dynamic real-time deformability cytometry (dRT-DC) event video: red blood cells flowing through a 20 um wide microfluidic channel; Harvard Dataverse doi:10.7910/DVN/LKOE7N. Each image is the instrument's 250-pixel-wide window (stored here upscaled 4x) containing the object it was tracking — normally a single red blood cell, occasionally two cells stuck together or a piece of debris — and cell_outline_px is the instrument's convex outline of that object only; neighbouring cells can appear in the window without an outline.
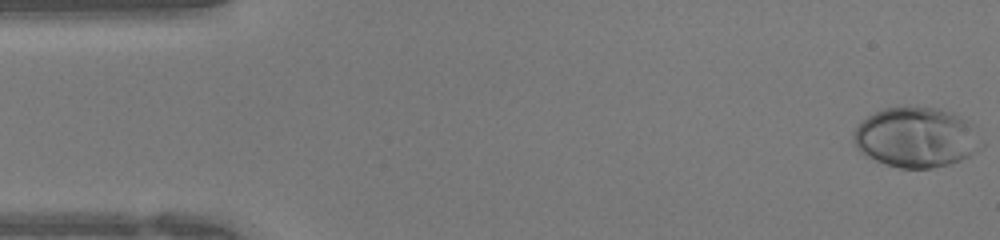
{"species": "human", "species_latin": "Homo sapiens", "temperature_condition": "warm", "stored_images_in_passage": 44, "camera_frame_rate_fps": 3000, "um_per_image_px": 0.085, "donor": {"sex": "female"}, "frame": {"image": 1, "passage_image": 1, "time_ms": 0.0, "image_size_px": [1000, 240], "cell_outline_px": [[984, 148], [960, 160], [948, 164], [932, 168], [900, 168], [864, 156], [856, 148], [852, 140], [852, 132], [868, 116], [884, 108], [936, 108], [952, 112], [972, 124], [984, 144]], "centroid_in_image_um": [77.89, 11.7], "position_along_channel_um": 7.1, "area_um2": 44.62}}
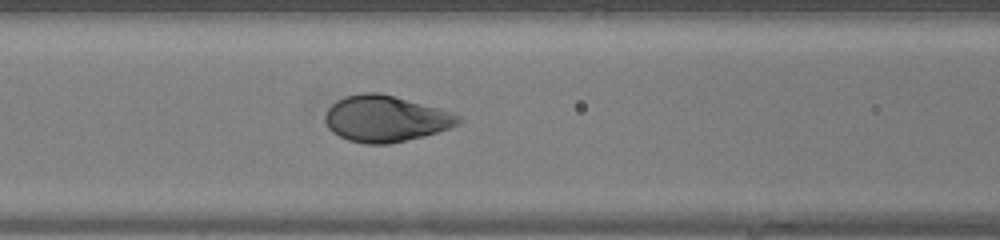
{"frame": {"image": 2, "passage_image": 18, "time_ms": 5.667, "image_size_px": [1000, 240], "cell_outline_px": [[464, 120], [460, 124], [452, 128], [424, 136], [388, 144], [364, 144], [348, 140], [332, 132], [328, 128], [324, 120], [324, 116], [328, 108], [336, 100], [344, 96], [364, 92], [380, 92], [440, 108], [452, 112], [460, 116]], "centroid_in_image_um": [32.79, 10.08], "position_along_channel_um": 133.8, "area_um2": 36.36}}
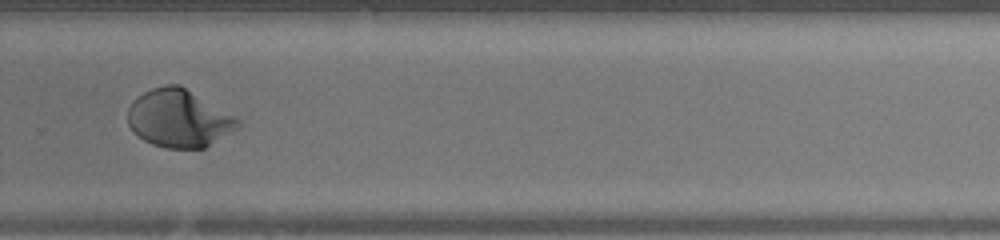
{"frame": {"image": 3, "passage_image": 30, "time_ms": 9.667, "image_size_px": [1000, 240], "cell_outline_px": [[240, 128], [204, 148], [164, 148], [152, 144], [144, 140], [132, 132], [128, 124], [128, 108], [144, 92], [152, 88], [164, 84], [180, 84], [236, 116], [240, 120]], "centroid_in_image_um": [15.24, 10.07], "position_along_channel_um": 314.6, "area_um2": 37.22}}